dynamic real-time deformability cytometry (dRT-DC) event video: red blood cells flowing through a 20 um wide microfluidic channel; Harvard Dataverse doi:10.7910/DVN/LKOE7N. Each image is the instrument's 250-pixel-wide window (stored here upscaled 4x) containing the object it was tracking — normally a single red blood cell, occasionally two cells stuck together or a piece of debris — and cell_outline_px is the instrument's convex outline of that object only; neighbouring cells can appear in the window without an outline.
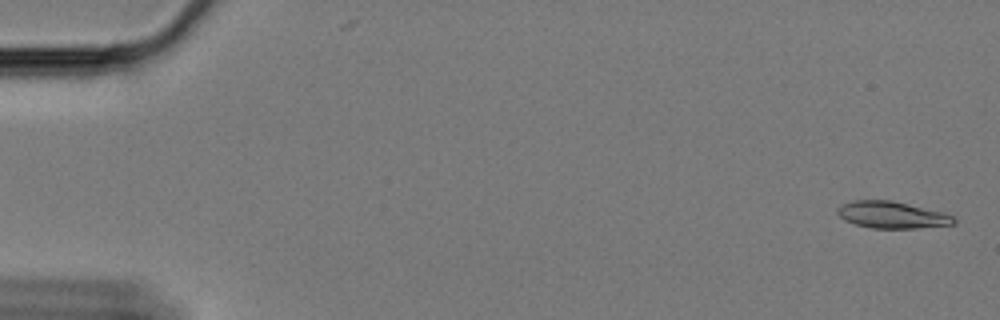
{"species": "Egyptian fruit bat (a non-hibernating species)", "species_latin": "Rousettus aegyptiacus", "temperature_condition": "cold", "stored_images_in_passage": 23, "camera_frame_rate_fps": 3000, "um_per_image_px": 0.085, "animal": {"sex": "female"}, "frame": {"image": 1, "passage_image": 2, "time_ms": 0.333, "image_size_px": [1000, 320], "cell_outline_px": [[956, 224], [916, 228], [872, 228], [856, 224], [844, 220], [836, 212], [836, 208], [852, 200], [892, 200], [944, 212], [952, 216], [956, 220]], "centroid_in_image_um": [75.82, 18.26], "position_along_channel_um": 9.2, "area_um2": 18.21}}
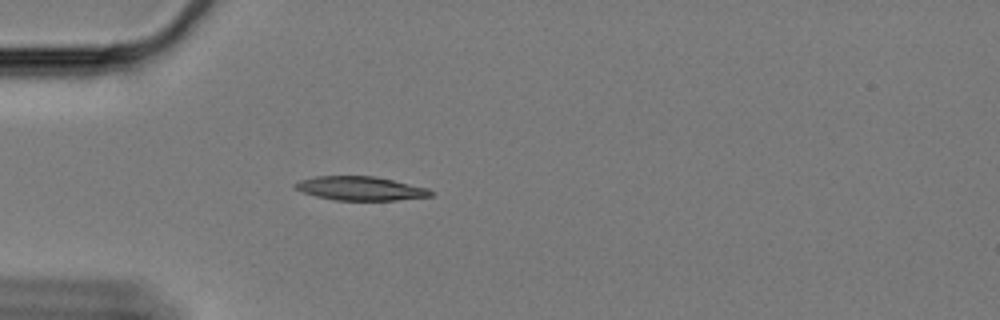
{"frame": {"image": 2, "passage_image": 18, "time_ms": 5.667, "image_size_px": [1000, 320], "cell_outline_px": [[432, 196], [396, 200], [336, 200], [316, 196], [304, 192], [296, 188], [292, 184], [300, 180], [316, 176], [376, 176], [428, 188], [432, 192]], "centroid_in_image_um": [30.64, 16.01], "position_along_channel_um": 54.4, "area_um2": 18.73}}